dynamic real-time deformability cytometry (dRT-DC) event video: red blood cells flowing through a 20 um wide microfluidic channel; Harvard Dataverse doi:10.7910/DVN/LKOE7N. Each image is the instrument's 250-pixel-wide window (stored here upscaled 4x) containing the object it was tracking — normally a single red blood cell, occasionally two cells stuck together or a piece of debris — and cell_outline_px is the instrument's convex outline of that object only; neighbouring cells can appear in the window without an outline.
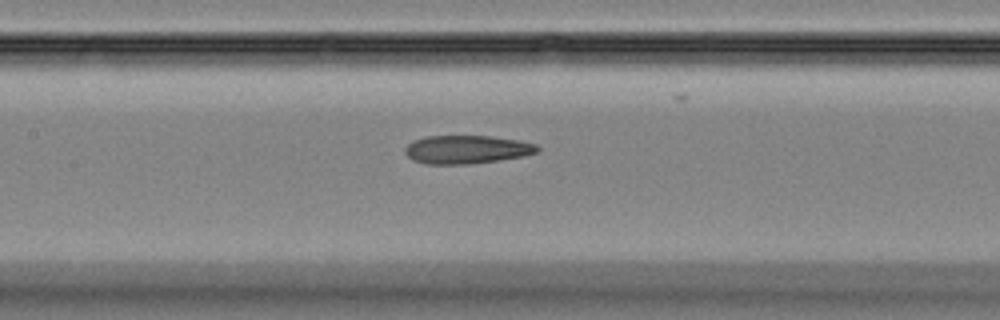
{"species": "Egyptian fruit bat (a non-hibernating species)", "species_latin": "Rousettus aegyptiacus", "temperature_condition": "room temperature", "stored_images_in_passage": 49, "camera_frame_rate_fps": 3000, "um_per_image_px": 0.085, "animal": {"sex": "female"}, "frame": {"image": 1, "passage_image": 23, "time_ms": 7.333, "image_size_px": [1000, 320], "cell_outline_px": [[540, 148], [536, 152], [524, 156], [500, 160], [468, 164], [424, 164], [412, 160], [404, 152], [404, 148], [412, 140], [424, 136], [492, 136], [520, 140], [536, 144]], "centroid_in_image_um": [39.65, 12.7], "position_along_channel_um": 167.8, "area_um2": 22.08}}
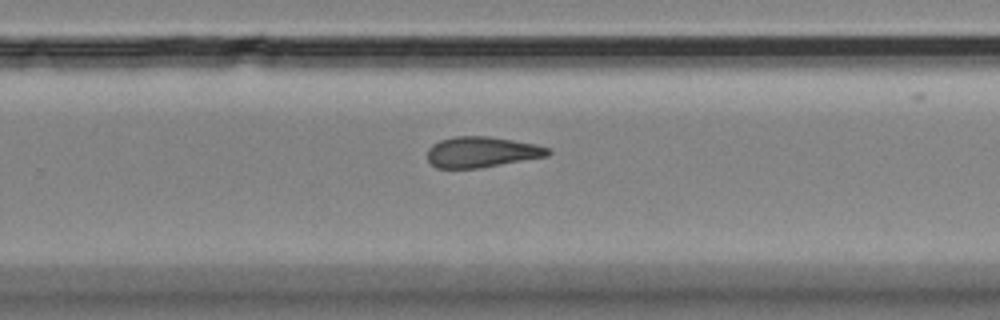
{"frame": {"image": 2, "passage_image": 32, "time_ms": 10.333, "image_size_px": [1000, 320], "cell_outline_px": [[552, 152], [548, 156], [480, 168], [436, 168], [428, 160], [428, 148], [432, 144], [440, 140], [456, 136], [488, 136], [536, 144], [552, 148]], "centroid_in_image_um": [40.97, 12.92], "position_along_channel_um": 288.8, "area_um2": 21.68}}
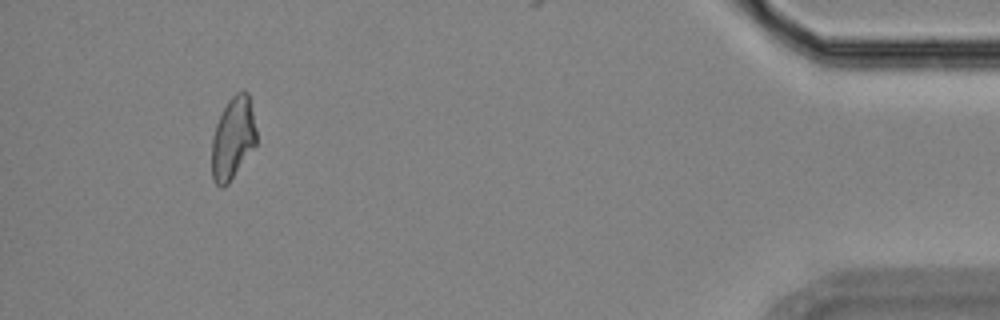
{"frame": {"image": 3, "passage_image": 46, "time_ms": 15.0, "image_size_px": [1000, 320], "cell_outline_px": [[256, 144], [228, 184], [224, 188], [220, 188], [212, 180], [212, 136], [216, 124], [228, 100], [236, 92], [244, 88], [248, 92], [256, 128]], "centroid_in_image_um": [19.79, 11.74], "position_along_channel_um": 415.4, "area_um2": 21.44}}